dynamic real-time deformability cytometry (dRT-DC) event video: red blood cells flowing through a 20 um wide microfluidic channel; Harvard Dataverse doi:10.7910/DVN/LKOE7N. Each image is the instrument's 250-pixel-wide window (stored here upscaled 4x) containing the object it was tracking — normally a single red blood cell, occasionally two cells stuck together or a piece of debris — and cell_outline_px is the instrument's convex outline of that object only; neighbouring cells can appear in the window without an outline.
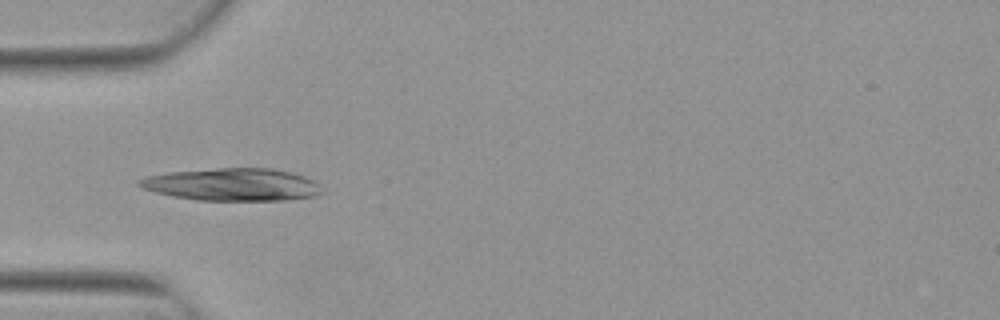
{"species": "Egyptian fruit bat (a non-hibernating species)", "species_latin": "Rousettus aegyptiacus", "temperature_condition": "warm", "stored_images_in_passage": 8, "camera_frame_rate_fps": 3000, "um_per_image_px": 0.085, "animal": {"sex": "female"}, "frame": {"image": 1, "passage_image": 6, "time_ms": 1.667, "image_size_px": [1000, 320], "cell_outline_px": [[320, 192], [316, 196], [284, 200], [196, 200], [172, 196], [140, 188], [136, 184], [136, 180], [148, 176], [168, 172], [216, 168], [272, 168], [304, 176], [312, 180], [316, 184]], "centroid_in_image_um": [19.66, 15.68], "position_along_channel_um": 65.3, "area_um2": 34.39}}
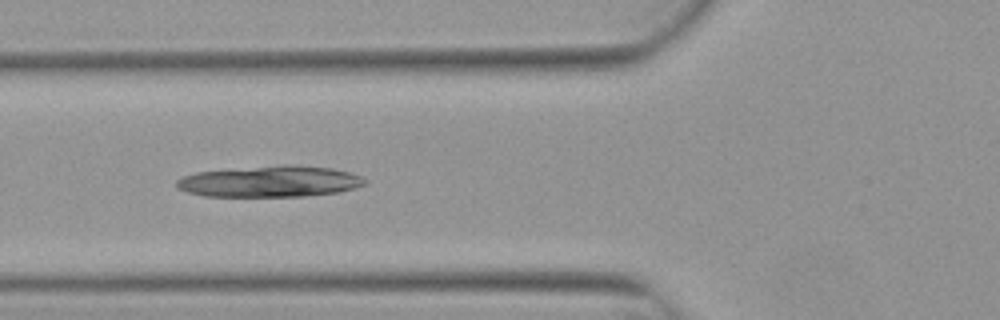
{"frame": {"image": 2, "passage_image": 7, "time_ms": 2.0, "image_size_px": [1000, 320], "cell_outline_px": [[368, 184], [356, 188], [336, 192], [304, 196], [204, 196], [188, 192], [176, 188], [176, 180], [184, 176], [196, 172], [284, 164], [292, 164], [332, 168], [348, 172], [360, 176], [368, 180]], "centroid_in_image_um": [22.97, 15.42], "position_along_channel_um": 102.8, "area_um2": 34.28}}
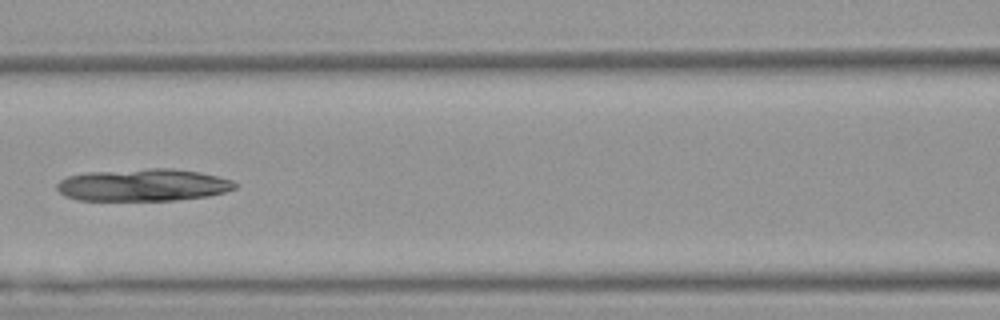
{"frame": {"image": 3, "passage_image": 8, "time_ms": 2.333, "image_size_px": [1000, 320], "cell_outline_px": [[236, 188], [224, 192], [208, 196], [176, 200], [76, 200], [64, 196], [56, 188], [56, 184], [60, 180], [68, 176], [84, 172], [148, 168], [172, 168], [200, 172], [232, 180], [236, 184]], "centroid_in_image_um": [12.13, 15.72], "position_along_channel_um": 154.5, "area_um2": 33.7}}